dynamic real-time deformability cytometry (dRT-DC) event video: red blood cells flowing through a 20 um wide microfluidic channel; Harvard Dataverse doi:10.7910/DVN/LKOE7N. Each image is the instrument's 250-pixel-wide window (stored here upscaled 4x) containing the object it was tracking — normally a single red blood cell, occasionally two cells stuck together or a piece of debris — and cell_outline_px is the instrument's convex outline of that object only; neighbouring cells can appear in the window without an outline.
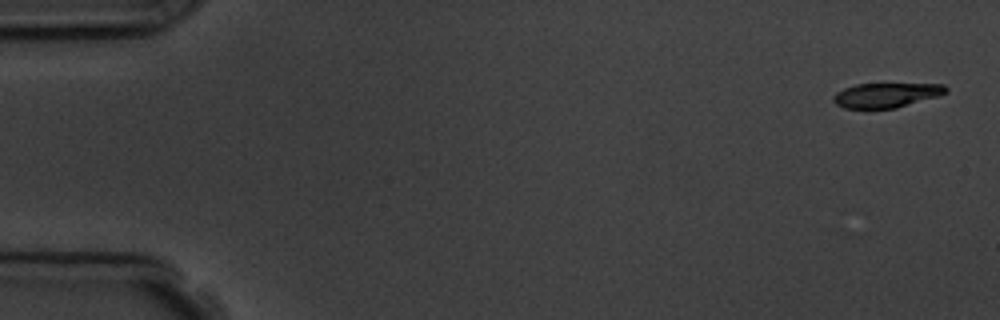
{"species": "common noctule bat (a hibernating species)", "species_latin": "Nyctalus noctula", "temperature_condition": "room temperature", "stored_images_in_passage": 5, "camera_frame_rate_fps": 3000, "um_per_image_px": 0.085, "animal": {"sex": "male", "body_mass_g": 19.5, "forearm_length_mm": 54.6}, "frame": {"image": 1, "passage_image": 1, "time_ms": 0.0, "image_size_px": [1000, 320], "cell_outline_px": [[948, 92], [940, 96], [896, 108], [844, 108], [836, 104], [832, 100], [832, 96], [836, 92], [844, 88], [856, 84], [944, 84], [948, 88]], "centroid_in_image_um": [75.35, 8.08], "position_along_channel_um": 9.7, "area_um2": 16.24}}
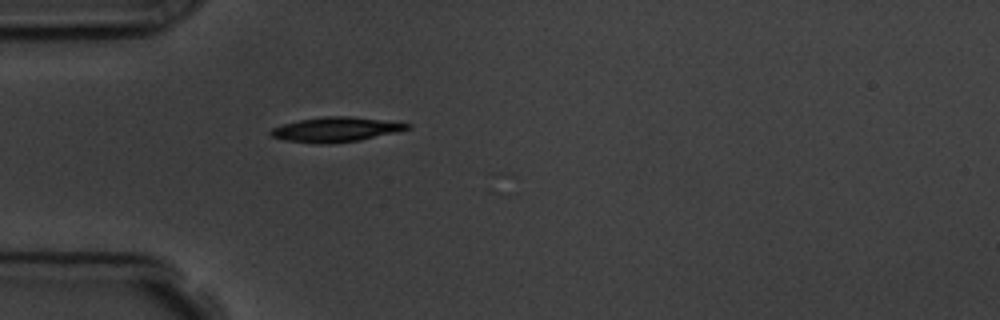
{"frame": {"image": 2, "passage_image": 5, "time_ms": 4.667, "image_size_px": [1000, 320], "cell_outline_px": [[412, 124], [408, 128], [396, 132], [360, 140], [332, 144], [312, 144], [284, 140], [272, 136], [268, 132], [272, 128], [284, 124], [300, 120], [324, 116], [348, 116]], "centroid_in_image_um": [28.48, 11.02], "position_along_channel_um": 56.5, "area_um2": 19.54}}